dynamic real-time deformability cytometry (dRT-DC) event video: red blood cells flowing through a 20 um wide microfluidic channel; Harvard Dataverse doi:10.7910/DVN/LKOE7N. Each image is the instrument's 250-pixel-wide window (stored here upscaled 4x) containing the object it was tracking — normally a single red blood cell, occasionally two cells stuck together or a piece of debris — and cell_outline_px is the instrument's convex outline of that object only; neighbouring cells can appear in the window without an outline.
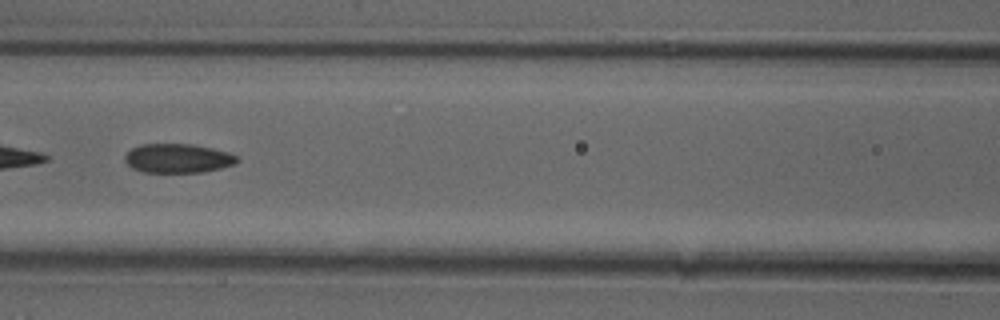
{"species": "common noctule bat (a hibernating species)", "species_latin": "Nyctalus noctula", "temperature_condition": "cold", "stored_images_in_passage": 48, "segment_of_instrument_passage": [2, 2], "camera_frame_rate_fps": 3000, "um_per_image_px": 0.085, "animal": {"sex": "female"}, "frame": {"image": 1, "passage_image": 22, "time_ms": 7.0, "image_size_px": [1000, 320], "cell_outline_px": [[240, 160], [236, 164], [204, 172], [144, 172], [132, 168], [124, 160], [124, 156], [132, 148], [140, 144], [192, 144], [232, 152]], "centroid_in_image_um": [15.15, 13.45], "position_along_channel_um": 151.5, "area_um2": 19.19}}
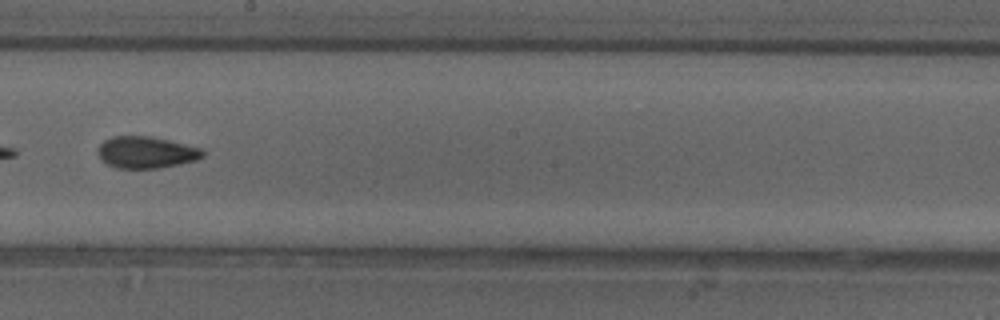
{"frame": {"image": 2, "passage_image": 28, "time_ms": 9.0, "image_size_px": [1000, 320], "cell_outline_px": [[204, 156], [196, 160], [180, 164], [160, 168], [116, 168], [108, 164], [96, 152], [100, 144], [104, 140], [112, 136], [152, 136], [204, 148]], "centroid_in_image_um": [12.46, 12.94], "position_along_channel_um": 235.7, "area_um2": 19.54}}